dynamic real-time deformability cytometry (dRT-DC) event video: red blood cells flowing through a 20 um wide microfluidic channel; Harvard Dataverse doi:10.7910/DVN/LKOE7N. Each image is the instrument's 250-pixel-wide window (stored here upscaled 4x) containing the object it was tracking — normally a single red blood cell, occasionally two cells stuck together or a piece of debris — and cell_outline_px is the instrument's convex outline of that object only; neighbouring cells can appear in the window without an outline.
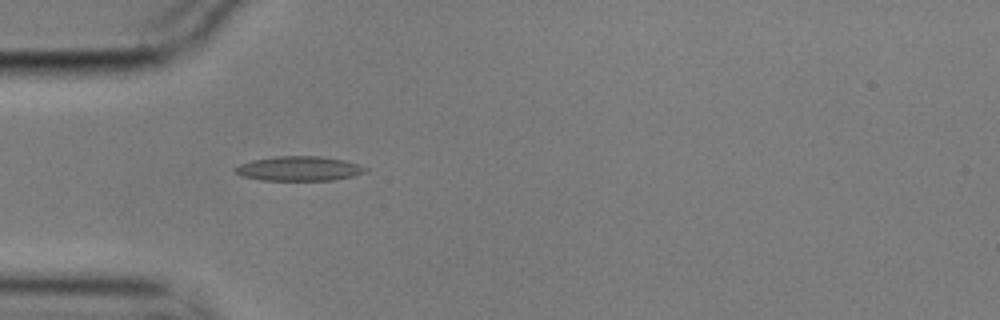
{"species": "common noctule bat (a hibernating species)", "species_latin": "Nyctalus noctula", "temperature_condition": "cold", "stored_images_in_passage": 2, "camera_frame_rate_fps": 3000, "um_per_image_px": 0.085, "animal": {"sex": "male", "body_mass_g": 17.9}, "frame": {"image": 1, "passage_image": 1, "time_ms": 0.0, "image_size_px": [1000, 320], "cell_outline_px": [[368, 172], [352, 176], [332, 180], [264, 180], [244, 176], [236, 172], [232, 168], [240, 164], [252, 160], [276, 156], [320, 156], [344, 160], [360, 164], [368, 168]], "centroid_in_image_um": [25.46, 14.32], "position_along_channel_um": 59.5, "area_um2": 18.61}}
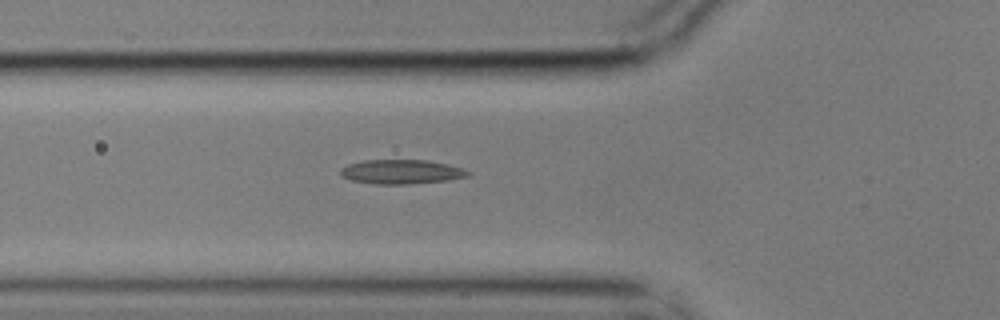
{"frame": {"image": 2, "passage_image": 2, "time_ms": 0.333, "image_size_px": [1000, 320], "cell_outline_px": [[472, 172], [468, 176], [448, 180], [408, 184], [376, 184], [352, 180], [344, 176], [340, 172], [340, 168], [348, 164], [364, 160], [428, 160], [448, 164]], "centroid_in_image_um": [34.13, 14.59], "position_along_channel_um": 91.7, "area_um2": 17.92}}